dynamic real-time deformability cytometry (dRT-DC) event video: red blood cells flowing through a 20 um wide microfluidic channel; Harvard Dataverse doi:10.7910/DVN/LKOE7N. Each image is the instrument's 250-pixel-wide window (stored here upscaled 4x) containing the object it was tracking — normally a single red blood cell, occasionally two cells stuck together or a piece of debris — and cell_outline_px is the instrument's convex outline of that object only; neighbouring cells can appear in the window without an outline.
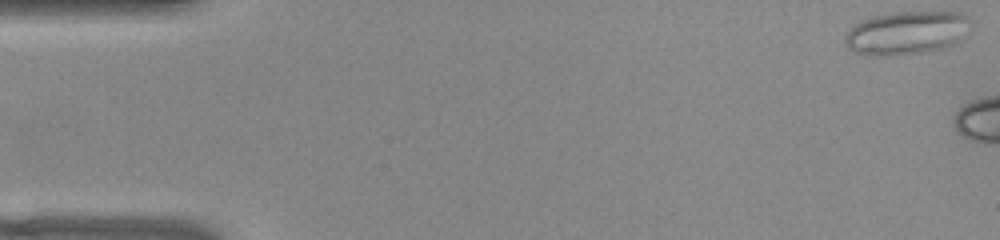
{"species": "common noctule bat (a hibernating species)", "species_latin": "Nyctalus noctula", "temperature_condition": "warm", "stored_images_in_passage": 6, "camera_frame_rate_fps": 3000, "um_per_image_px": 0.085, "animal": {"sex": "female", "body_mass_g": 22.0, "forearm_length_mm": 56.7}, "frame": {"image": 1, "passage_image": 1, "time_ms": 0.0, "image_size_px": [1000, 240], "cell_outline_px": [[968, 20], [960, 40], [952, 44], [940, 48], [924, 52], [896, 56], [864, 56], [852, 52], [848, 48], [844, 40], [844, 36], [848, 28], [864, 20], [876, 16], [896, 12], [960, 12]], "centroid_in_image_um": [76.93, 2.82], "position_along_channel_um": 8.1, "area_um2": 31.44}}